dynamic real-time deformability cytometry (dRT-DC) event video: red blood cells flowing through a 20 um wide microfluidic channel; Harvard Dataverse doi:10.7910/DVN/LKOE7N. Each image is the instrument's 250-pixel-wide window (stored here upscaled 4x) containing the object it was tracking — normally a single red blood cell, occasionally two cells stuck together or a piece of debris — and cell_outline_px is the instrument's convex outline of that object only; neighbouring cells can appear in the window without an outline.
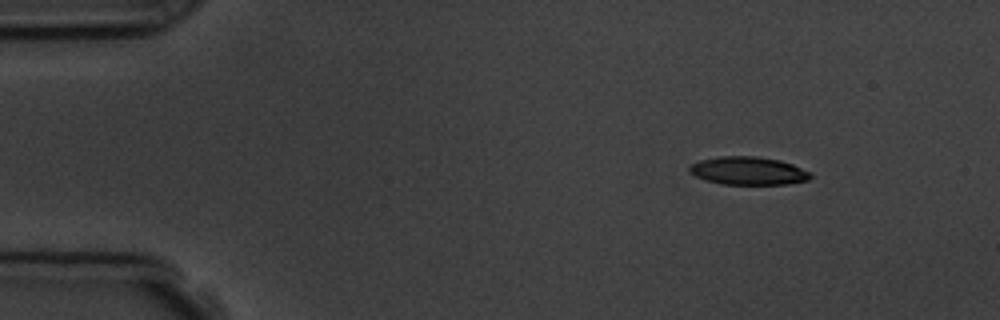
{"species": "common noctule bat (a hibernating species)", "species_latin": "Nyctalus noctula", "temperature_condition": "room temperature", "stored_images_in_passage": 5, "camera_frame_rate_fps": 3000, "um_per_image_px": 0.085, "animal": {"sex": "male", "body_mass_g": 19.5, "forearm_length_mm": 54.6}, "frame": {"image": 1, "passage_image": 1, "time_ms": 0.0, "image_size_px": [1000, 320], "cell_outline_px": [[812, 176], [808, 180], [788, 184], [720, 184], [704, 180], [688, 172], [688, 168], [692, 164], [700, 160], [720, 156], [756, 156], [780, 160], [792, 164], [812, 172]], "centroid_in_image_um": [63.6, 14.52], "position_along_channel_um": 21.4, "area_um2": 19.94}}
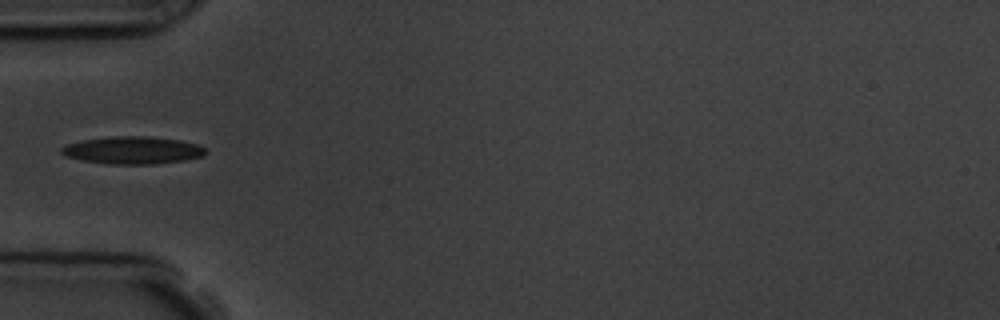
{"frame": {"image": 2, "passage_image": 4, "time_ms": 3.667, "image_size_px": [1000, 320], "cell_outline_px": [[208, 152], [204, 156], [184, 160], [152, 164], [108, 164], [84, 160], [64, 156], [60, 152], [60, 148], [68, 144], [84, 140], [112, 136], [148, 136], [180, 140], [196, 144], [204, 148]], "centroid_in_image_um": [11.29, 12.77], "position_along_channel_um": 73.7, "area_um2": 23.0}}